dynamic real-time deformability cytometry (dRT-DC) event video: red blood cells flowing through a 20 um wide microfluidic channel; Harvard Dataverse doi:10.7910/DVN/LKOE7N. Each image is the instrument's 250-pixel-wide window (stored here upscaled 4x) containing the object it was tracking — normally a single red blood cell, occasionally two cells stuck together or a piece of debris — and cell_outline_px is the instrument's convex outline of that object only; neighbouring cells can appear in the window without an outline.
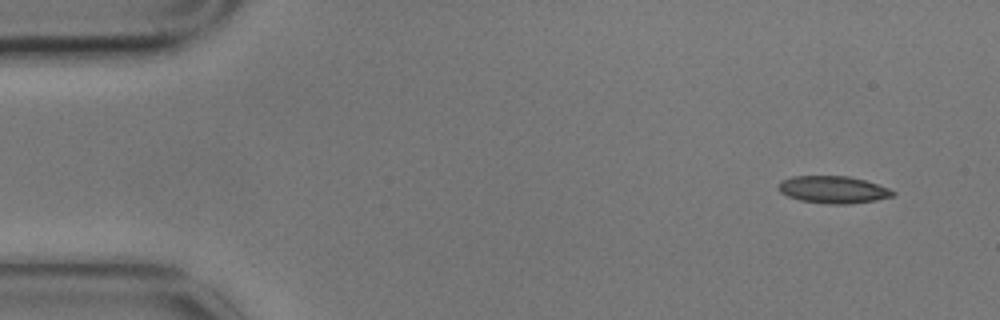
{"species": "common noctule bat (a hibernating species)", "species_latin": "Nyctalus noctula", "temperature_condition": "cold", "stored_images_in_passage": 4, "camera_frame_rate_fps": 3000, "um_per_image_px": 0.085, "animal": {"sex": "male", "body_mass_g": 17.9}, "frame": {"image": 1, "passage_image": 1, "time_ms": 0.0, "image_size_px": [1000, 320], "cell_outline_px": [[896, 192], [892, 196], [876, 200], [848, 204], [832, 204], [800, 200], [788, 196], [780, 192], [776, 188], [780, 180], [792, 176], [848, 176], [864, 180], [888, 188]], "centroid_in_image_um": [70.77, 16.11], "position_along_channel_um": 14.2, "area_um2": 18.09}}
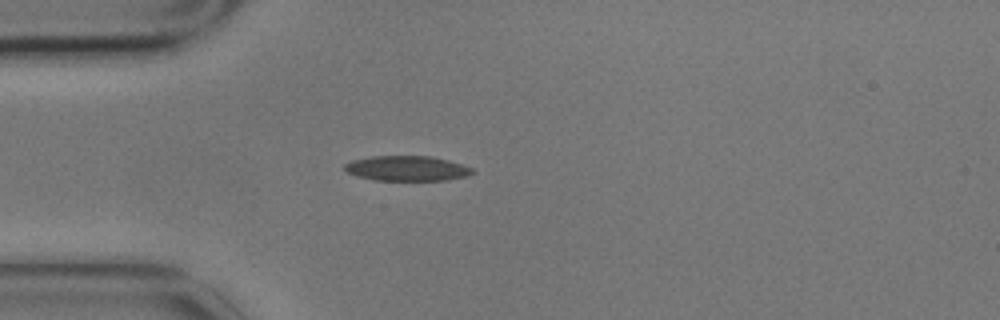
{"frame": {"image": 2, "passage_image": 4, "time_ms": 1.0, "image_size_px": [1000, 320], "cell_outline_px": [[476, 172], [468, 176], [448, 180], [376, 180], [356, 176], [348, 172], [344, 168], [344, 164], [352, 160], [372, 156], [432, 156], [448, 160], [472, 168]], "centroid_in_image_um": [34.61, 14.31], "position_along_channel_um": 50.4, "area_um2": 18.67}}